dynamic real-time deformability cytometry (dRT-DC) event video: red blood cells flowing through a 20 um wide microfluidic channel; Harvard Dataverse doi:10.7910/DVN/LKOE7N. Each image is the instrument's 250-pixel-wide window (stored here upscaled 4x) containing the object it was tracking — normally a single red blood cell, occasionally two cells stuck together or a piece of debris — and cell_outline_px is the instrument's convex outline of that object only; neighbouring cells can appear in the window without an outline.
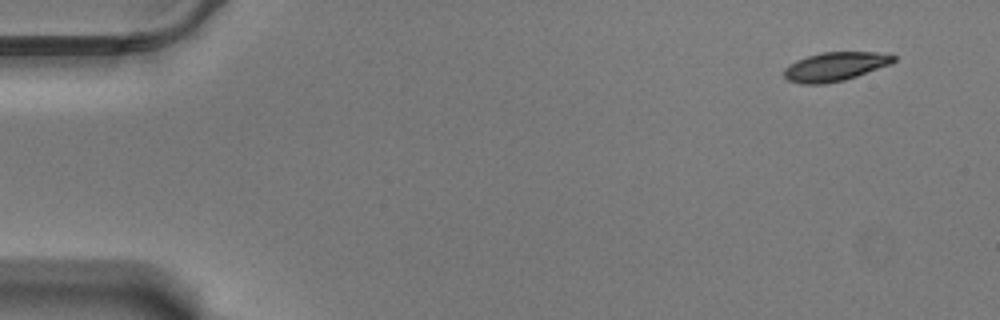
{"species": "Egyptian fruit bat (a non-hibernating species)", "species_latin": "Rousettus aegyptiacus", "temperature_condition": "warm", "stored_images_in_passage": 56, "camera_frame_rate_fps": 3000, "um_per_image_px": 0.085, "animal": {"sex": "male"}, "frame": {"image": 1, "passage_image": 1, "time_ms": 0.0, "image_size_px": [1000, 320], "cell_outline_px": [[896, 60], [892, 64], [844, 80], [824, 84], [800, 84], [788, 80], [784, 76], [784, 68], [796, 60], [820, 52], [876, 52], [896, 56]], "centroid_in_image_um": [70.98, 5.66], "position_along_channel_um": 14.0, "area_um2": 18.44}}
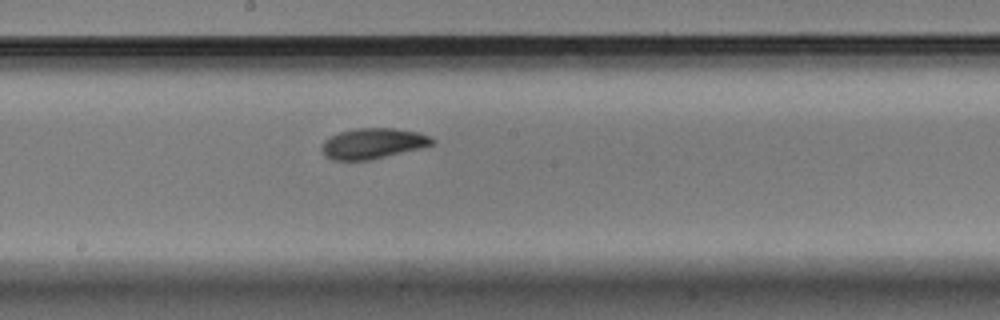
{"frame": {"image": 2, "passage_image": 29, "time_ms": 9.333, "image_size_px": [1000, 320], "cell_outline_px": [[436, 140], [432, 144], [420, 148], [372, 160], [332, 160], [324, 156], [324, 140], [340, 132], [356, 128], [392, 128], [416, 132], [428, 136]], "centroid_in_image_um": [31.7, 12.2], "position_along_channel_um": 216.5, "area_um2": 19.36}}
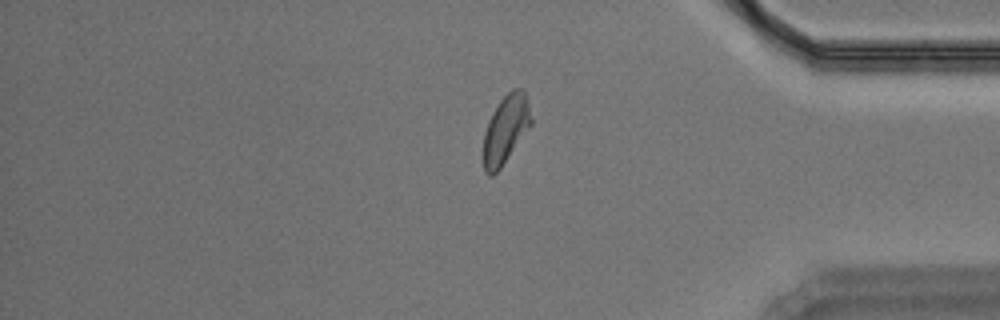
{"frame": {"image": 3, "passage_image": 46, "time_ms": 15.0, "image_size_px": [1000, 320], "cell_outline_px": [[532, 124], [500, 168], [492, 176], [488, 176], [484, 172], [484, 132], [488, 120], [492, 112], [500, 100], [512, 88], [524, 88], [532, 120]], "centroid_in_image_um": [42.98, 10.97], "position_along_channel_um": 392.2, "area_um2": 18.9}}